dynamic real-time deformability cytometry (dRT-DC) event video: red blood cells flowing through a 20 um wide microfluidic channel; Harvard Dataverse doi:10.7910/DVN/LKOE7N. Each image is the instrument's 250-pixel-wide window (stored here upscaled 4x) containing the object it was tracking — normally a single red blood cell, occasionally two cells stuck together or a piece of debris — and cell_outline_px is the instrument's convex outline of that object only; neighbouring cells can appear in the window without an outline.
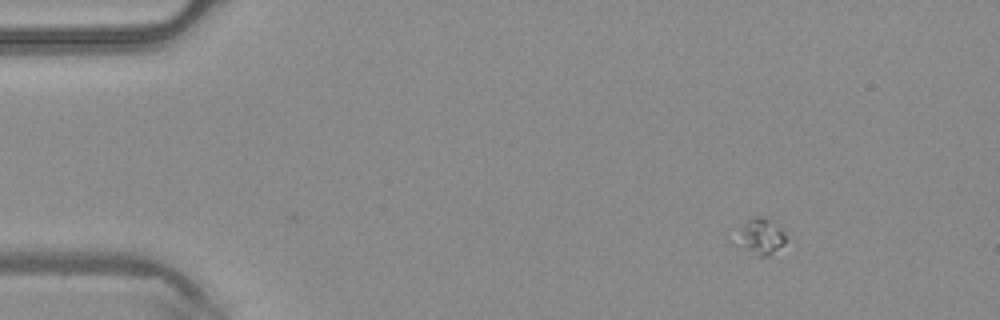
{"species": "common noctule bat (a hibernating species)", "species_latin": "Nyctalus noctula", "temperature_condition": "warm", "stored_images_in_passage": 2, "camera_frame_rate_fps": 3000, "um_per_image_px": 0.085, "animal": {"sex": "male", "body_mass_g": 20.4}, "frame": {"image": 1, "passage_image": 2, "time_ms": 0.333, "image_size_px": [1000, 320], "cell_outline_px": [[784, 244], [768, 256], [756, 256], [736, 248], [740, 228], [752, 216], [760, 216], [776, 224], [784, 232]], "centroid_in_image_um": [64.6, 20.14], "position_along_channel_um": 20.4, "area_um2": 10.29}}